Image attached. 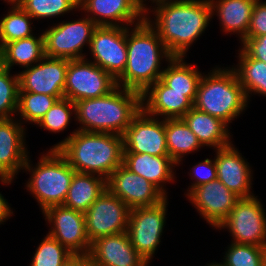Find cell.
<instances>
[{"instance_id":"1","label":"cell","mask_w":266,"mask_h":266,"mask_svg":"<svg viewBox=\"0 0 266 266\" xmlns=\"http://www.w3.org/2000/svg\"><path fill=\"white\" fill-rule=\"evenodd\" d=\"M145 19L173 57L189 58L191 47L210 30L211 4L209 0H159L145 10Z\"/></svg>"},{"instance_id":"2","label":"cell","mask_w":266,"mask_h":266,"mask_svg":"<svg viewBox=\"0 0 266 266\" xmlns=\"http://www.w3.org/2000/svg\"><path fill=\"white\" fill-rule=\"evenodd\" d=\"M172 58L146 19L127 27V64L123 74L116 80L117 86L143 94L161 79L165 64Z\"/></svg>"},{"instance_id":"3","label":"cell","mask_w":266,"mask_h":266,"mask_svg":"<svg viewBox=\"0 0 266 266\" xmlns=\"http://www.w3.org/2000/svg\"><path fill=\"white\" fill-rule=\"evenodd\" d=\"M46 149H57L76 172L95 174L105 180L123 161V138L114 133L74 129Z\"/></svg>"},{"instance_id":"4","label":"cell","mask_w":266,"mask_h":266,"mask_svg":"<svg viewBox=\"0 0 266 266\" xmlns=\"http://www.w3.org/2000/svg\"><path fill=\"white\" fill-rule=\"evenodd\" d=\"M74 105L77 130L122 136L142 109V94L117 86L105 96L79 100Z\"/></svg>"},{"instance_id":"5","label":"cell","mask_w":266,"mask_h":266,"mask_svg":"<svg viewBox=\"0 0 266 266\" xmlns=\"http://www.w3.org/2000/svg\"><path fill=\"white\" fill-rule=\"evenodd\" d=\"M209 70L202 75L193 107L219 118L232 129L231 123L243 116L251 104L230 66L216 64Z\"/></svg>"},{"instance_id":"6","label":"cell","mask_w":266,"mask_h":266,"mask_svg":"<svg viewBox=\"0 0 266 266\" xmlns=\"http://www.w3.org/2000/svg\"><path fill=\"white\" fill-rule=\"evenodd\" d=\"M39 155L37 162L33 163L32 154L26 160L23 173L29 177L23 189L43 213L51 206L63 205L76 171L57 149H45Z\"/></svg>"},{"instance_id":"7","label":"cell","mask_w":266,"mask_h":266,"mask_svg":"<svg viewBox=\"0 0 266 266\" xmlns=\"http://www.w3.org/2000/svg\"><path fill=\"white\" fill-rule=\"evenodd\" d=\"M78 14L76 17L79 18L59 19L58 23H47L45 27H48L41 29L45 56L68 60L86 57L93 32L98 26L82 12L78 11Z\"/></svg>"},{"instance_id":"8","label":"cell","mask_w":266,"mask_h":266,"mask_svg":"<svg viewBox=\"0 0 266 266\" xmlns=\"http://www.w3.org/2000/svg\"><path fill=\"white\" fill-rule=\"evenodd\" d=\"M169 197L159 204L130 210L127 233L135 250L151 265L167 228ZM163 236V237H162Z\"/></svg>"},{"instance_id":"9","label":"cell","mask_w":266,"mask_h":266,"mask_svg":"<svg viewBox=\"0 0 266 266\" xmlns=\"http://www.w3.org/2000/svg\"><path fill=\"white\" fill-rule=\"evenodd\" d=\"M260 196L241 198L215 231L229 233L231 241L266 247V208Z\"/></svg>"},{"instance_id":"10","label":"cell","mask_w":266,"mask_h":266,"mask_svg":"<svg viewBox=\"0 0 266 266\" xmlns=\"http://www.w3.org/2000/svg\"><path fill=\"white\" fill-rule=\"evenodd\" d=\"M116 87V80L95 63L86 58L68 60L64 98L75 103L105 96Z\"/></svg>"},{"instance_id":"11","label":"cell","mask_w":266,"mask_h":266,"mask_svg":"<svg viewBox=\"0 0 266 266\" xmlns=\"http://www.w3.org/2000/svg\"><path fill=\"white\" fill-rule=\"evenodd\" d=\"M85 58L117 80L127 64V27L98 26Z\"/></svg>"},{"instance_id":"12","label":"cell","mask_w":266,"mask_h":266,"mask_svg":"<svg viewBox=\"0 0 266 266\" xmlns=\"http://www.w3.org/2000/svg\"><path fill=\"white\" fill-rule=\"evenodd\" d=\"M27 130L16 117L0 120V184L2 187L5 185L8 187L16 182L31 154L26 140L29 137Z\"/></svg>"},{"instance_id":"13","label":"cell","mask_w":266,"mask_h":266,"mask_svg":"<svg viewBox=\"0 0 266 266\" xmlns=\"http://www.w3.org/2000/svg\"><path fill=\"white\" fill-rule=\"evenodd\" d=\"M42 218L48 227L47 234L72 254H88L91 242L87 236L84 213L54 205L47 208Z\"/></svg>"},{"instance_id":"14","label":"cell","mask_w":266,"mask_h":266,"mask_svg":"<svg viewBox=\"0 0 266 266\" xmlns=\"http://www.w3.org/2000/svg\"><path fill=\"white\" fill-rule=\"evenodd\" d=\"M130 210L123 201L106 189L84 213L89 241L127 232Z\"/></svg>"},{"instance_id":"15","label":"cell","mask_w":266,"mask_h":266,"mask_svg":"<svg viewBox=\"0 0 266 266\" xmlns=\"http://www.w3.org/2000/svg\"><path fill=\"white\" fill-rule=\"evenodd\" d=\"M122 138L123 153L169 156L165 119L148 115L143 109L133 118Z\"/></svg>"},{"instance_id":"16","label":"cell","mask_w":266,"mask_h":266,"mask_svg":"<svg viewBox=\"0 0 266 266\" xmlns=\"http://www.w3.org/2000/svg\"><path fill=\"white\" fill-rule=\"evenodd\" d=\"M195 211L211 229H216L241 199L220 180L201 184L186 196Z\"/></svg>"},{"instance_id":"17","label":"cell","mask_w":266,"mask_h":266,"mask_svg":"<svg viewBox=\"0 0 266 266\" xmlns=\"http://www.w3.org/2000/svg\"><path fill=\"white\" fill-rule=\"evenodd\" d=\"M214 159L217 179L240 198H250L256 195L253 189L255 170L246 156L233 142L231 145L214 149Z\"/></svg>"},{"instance_id":"18","label":"cell","mask_w":266,"mask_h":266,"mask_svg":"<svg viewBox=\"0 0 266 266\" xmlns=\"http://www.w3.org/2000/svg\"><path fill=\"white\" fill-rule=\"evenodd\" d=\"M68 59L45 56L38 63L18 72L19 91L64 98Z\"/></svg>"},{"instance_id":"19","label":"cell","mask_w":266,"mask_h":266,"mask_svg":"<svg viewBox=\"0 0 266 266\" xmlns=\"http://www.w3.org/2000/svg\"><path fill=\"white\" fill-rule=\"evenodd\" d=\"M106 187L130 209L154 206L166 198L150 181L130 171L123 164L110 174Z\"/></svg>"},{"instance_id":"20","label":"cell","mask_w":266,"mask_h":266,"mask_svg":"<svg viewBox=\"0 0 266 266\" xmlns=\"http://www.w3.org/2000/svg\"><path fill=\"white\" fill-rule=\"evenodd\" d=\"M79 11L97 26L130 27L145 19L137 0H79Z\"/></svg>"},{"instance_id":"21","label":"cell","mask_w":266,"mask_h":266,"mask_svg":"<svg viewBox=\"0 0 266 266\" xmlns=\"http://www.w3.org/2000/svg\"><path fill=\"white\" fill-rule=\"evenodd\" d=\"M196 93L172 91L159 79L142 94V109L161 119L182 118L193 108Z\"/></svg>"},{"instance_id":"22","label":"cell","mask_w":266,"mask_h":266,"mask_svg":"<svg viewBox=\"0 0 266 266\" xmlns=\"http://www.w3.org/2000/svg\"><path fill=\"white\" fill-rule=\"evenodd\" d=\"M88 255L93 266H150L135 250L127 232L95 239Z\"/></svg>"},{"instance_id":"23","label":"cell","mask_w":266,"mask_h":266,"mask_svg":"<svg viewBox=\"0 0 266 266\" xmlns=\"http://www.w3.org/2000/svg\"><path fill=\"white\" fill-rule=\"evenodd\" d=\"M122 164L130 171L150 181L166 197L169 187L176 184L178 164L170 156H152L147 153H123ZM178 174V175H176ZM167 186V187H166Z\"/></svg>"},{"instance_id":"24","label":"cell","mask_w":266,"mask_h":266,"mask_svg":"<svg viewBox=\"0 0 266 266\" xmlns=\"http://www.w3.org/2000/svg\"><path fill=\"white\" fill-rule=\"evenodd\" d=\"M209 1L211 4L212 22L217 17L220 33L222 32L223 36L227 35L229 37L234 35L240 44L246 38L256 0Z\"/></svg>"},{"instance_id":"25","label":"cell","mask_w":266,"mask_h":266,"mask_svg":"<svg viewBox=\"0 0 266 266\" xmlns=\"http://www.w3.org/2000/svg\"><path fill=\"white\" fill-rule=\"evenodd\" d=\"M182 119L206 149H220L234 142L231 128L225 122L195 107L190 109Z\"/></svg>"},{"instance_id":"26","label":"cell","mask_w":266,"mask_h":266,"mask_svg":"<svg viewBox=\"0 0 266 266\" xmlns=\"http://www.w3.org/2000/svg\"><path fill=\"white\" fill-rule=\"evenodd\" d=\"M44 57V37L41 29L31 37L6 43L0 48V65L12 72L18 73L20 68H28ZM14 67H18L19 71Z\"/></svg>"},{"instance_id":"27","label":"cell","mask_w":266,"mask_h":266,"mask_svg":"<svg viewBox=\"0 0 266 266\" xmlns=\"http://www.w3.org/2000/svg\"><path fill=\"white\" fill-rule=\"evenodd\" d=\"M235 52L237 63L230 64V67L235 71L249 104L253 96L266 97V63L251 58L240 46Z\"/></svg>"},{"instance_id":"28","label":"cell","mask_w":266,"mask_h":266,"mask_svg":"<svg viewBox=\"0 0 266 266\" xmlns=\"http://www.w3.org/2000/svg\"><path fill=\"white\" fill-rule=\"evenodd\" d=\"M165 132L168 155L183 170L182 165L188 155L197 154L205 149L182 118L165 119Z\"/></svg>"},{"instance_id":"29","label":"cell","mask_w":266,"mask_h":266,"mask_svg":"<svg viewBox=\"0 0 266 266\" xmlns=\"http://www.w3.org/2000/svg\"><path fill=\"white\" fill-rule=\"evenodd\" d=\"M106 189L103 177L75 172L63 205L85 213Z\"/></svg>"},{"instance_id":"30","label":"cell","mask_w":266,"mask_h":266,"mask_svg":"<svg viewBox=\"0 0 266 266\" xmlns=\"http://www.w3.org/2000/svg\"><path fill=\"white\" fill-rule=\"evenodd\" d=\"M188 57H173L167 64L161 80L172 91L197 92L204 71L199 70L195 63L187 62Z\"/></svg>"},{"instance_id":"31","label":"cell","mask_w":266,"mask_h":266,"mask_svg":"<svg viewBox=\"0 0 266 266\" xmlns=\"http://www.w3.org/2000/svg\"><path fill=\"white\" fill-rule=\"evenodd\" d=\"M6 6H9L5 7L8 10L0 15V48L6 43L31 37L37 33L35 31H39L34 27L35 20L18 4Z\"/></svg>"},{"instance_id":"32","label":"cell","mask_w":266,"mask_h":266,"mask_svg":"<svg viewBox=\"0 0 266 266\" xmlns=\"http://www.w3.org/2000/svg\"><path fill=\"white\" fill-rule=\"evenodd\" d=\"M18 5L27 12L34 20L49 23L53 20L58 22L62 17L68 19L69 16L79 11V0H21ZM69 15V16H68Z\"/></svg>"},{"instance_id":"33","label":"cell","mask_w":266,"mask_h":266,"mask_svg":"<svg viewBox=\"0 0 266 266\" xmlns=\"http://www.w3.org/2000/svg\"><path fill=\"white\" fill-rule=\"evenodd\" d=\"M58 99L42 93L19 91L15 117L25 126H35Z\"/></svg>"},{"instance_id":"34","label":"cell","mask_w":266,"mask_h":266,"mask_svg":"<svg viewBox=\"0 0 266 266\" xmlns=\"http://www.w3.org/2000/svg\"><path fill=\"white\" fill-rule=\"evenodd\" d=\"M75 121V105L69 99L62 98L57 100L46 114L33 127H40L45 132L60 134L68 129Z\"/></svg>"},{"instance_id":"35","label":"cell","mask_w":266,"mask_h":266,"mask_svg":"<svg viewBox=\"0 0 266 266\" xmlns=\"http://www.w3.org/2000/svg\"><path fill=\"white\" fill-rule=\"evenodd\" d=\"M221 260L227 266H266V247L229 242Z\"/></svg>"},{"instance_id":"36","label":"cell","mask_w":266,"mask_h":266,"mask_svg":"<svg viewBox=\"0 0 266 266\" xmlns=\"http://www.w3.org/2000/svg\"><path fill=\"white\" fill-rule=\"evenodd\" d=\"M18 93V73L0 65V120L15 117L18 106Z\"/></svg>"},{"instance_id":"37","label":"cell","mask_w":266,"mask_h":266,"mask_svg":"<svg viewBox=\"0 0 266 266\" xmlns=\"http://www.w3.org/2000/svg\"><path fill=\"white\" fill-rule=\"evenodd\" d=\"M37 244L29 266H62L73 255L47 233Z\"/></svg>"},{"instance_id":"38","label":"cell","mask_w":266,"mask_h":266,"mask_svg":"<svg viewBox=\"0 0 266 266\" xmlns=\"http://www.w3.org/2000/svg\"><path fill=\"white\" fill-rule=\"evenodd\" d=\"M192 166V167H191ZM189 171L187 172L189 175L190 182L189 185L182 190L183 195H187L193 188L200 186L204 183H209L211 181L217 180V170L214 156L211 158L210 156L204 158V160H200L195 164L191 165Z\"/></svg>"},{"instance_id":"39","label":"cell","mask_w":266,"mask_h":266,"mask_svg":"<svg viewBox=\"0 0 266 266\" xmlns=\"http://www.w3.org/2000/svg\"><path fill=\"white\" fill-rule=\"evenodd\" d=\"M266 35V0H256L246 37Z\"/></svg>"},{"instance_id":"40","label":"cell","mask_w":266,"mask_h":266,"mask_svg":"<svg viewBox=\"0 0 266 266\" xmlns=\"http://www.w3.org/2000/svg\"><path fill=\"white\" fill-rule=\"evenodd\" d=\"M251 58L266 63V35L246 37L239 45Z\"/></svg>"},{"instance_id":"41","label":"cell","mask_w":266,"mask_h":266,"mask_svg":"<svg viewBox=\"0 0 266 266\" xmlns=\"http://www.w3.org/2000/svg\"><path fill=\"white\" fill-rule=\"evenodd\" d=\"M9 200L6 199L5 195L2 194L0 191V227L1 225L6 224V222L15 216V209L12 208V204L8 202Z\"/></svg>"},{"instance_id":"42","label":"cell","mask_w":266,"mask_h":266,"mask_svg":"<svg viewBox=\"0 0 266 266\" xmlns=\"http://www.w3.org/2000/svg\"><path fill=\"white\" fill-rule=\"evenodd\" d=\"M90 264L88 254H73L62 266H89Z\"/></svg>"},{"instance_id":"43","label":"cell","mask_w":266,"mask_h":266,"mask_svg":"<svg viewBox=\"0 0 266 266\" xmlns=\"http://www.w3.org/2000/svg\"><path fill=\"white\" fill-rule=\"evenodd\" d=\"M157 1H159V0H137V2L144 8V10H146L149 7V5H151Z\"/></svg>"},{"instance_id":"44","label":"cell","mask_w":266,"mask_h":266,"mask_svg":"<svg viewBox=\"0 0 266 266\" xmlns=\"http://www.w3.org/2000/svg\"><path fill=\"white\" fill-rule=\"evenodd\" d=\"M206 265L207 266H227L222 260L220 262L219 260L218 261L213 260L212 262L209 260L206 262Z\"/></svg>"},{"instance_id":"45","label":"cell","mask_w":266,"mask_h":266,"mask_svg":"<svg viewBox=\"0 0 266 266\" xmlns=\"http://www.w3.org/2000/svg\"><path fill=\"white\" fill-rule=\"evenodd\" d=\"M5 4H18L21 0H0Z\"/></svg>"}]
</instances>
